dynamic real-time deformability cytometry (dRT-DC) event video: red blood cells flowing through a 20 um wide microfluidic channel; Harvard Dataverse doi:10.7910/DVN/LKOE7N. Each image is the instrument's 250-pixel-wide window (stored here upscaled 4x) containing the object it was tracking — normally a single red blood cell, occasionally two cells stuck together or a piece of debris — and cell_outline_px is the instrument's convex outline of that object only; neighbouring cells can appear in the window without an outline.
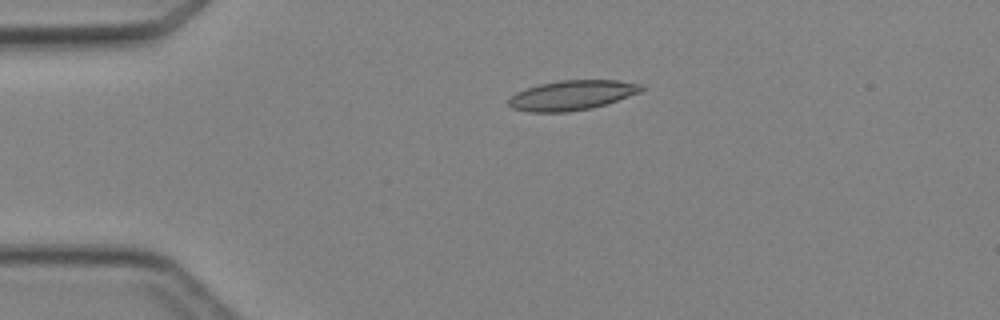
{"species": "Egyptian fruit bat (a non-hibernating species)", "species_latin": "Rousettus aegyptiacus", "temperature_condition": "cold", "stored_images_in_passage": 4, "camera_frame_rate_fps": 3000, "um_per_image_px": 0.085, "animal": {"sex": "female"}, "frame": {"image": 1, "passage_image": 3, "time_ms": 2.333, "image_size_px": [1000, 320], "cell_outline_px": [[648, 88], [640, 92], [592, 108], [568, 112], [528, 112], [512, 108], [508, 104], [508, 100], [516, 92], [540, 84], [560, 80], [616, 80], [644, 84]], "centroid_in_image_um": [48.64, 8.09], "position_along_channel_um": 36.4, "area_um2": 23.0}}